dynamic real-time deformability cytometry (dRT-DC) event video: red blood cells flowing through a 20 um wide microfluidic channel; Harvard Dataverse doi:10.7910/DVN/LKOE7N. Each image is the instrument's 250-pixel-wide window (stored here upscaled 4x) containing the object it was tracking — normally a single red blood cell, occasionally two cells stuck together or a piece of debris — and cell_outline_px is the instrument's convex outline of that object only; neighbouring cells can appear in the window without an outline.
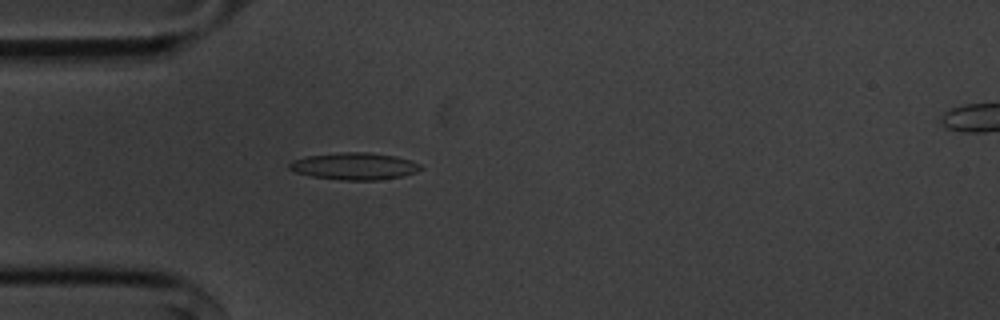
{"species": "common noctule bat (a hibernating species)", "species_latin": "Nyctalus noctula", "temperature_condition": "cold", "stored_images_in_passage": 54, "camera_frame_rate_fps": 3000, "um_per_image_px": 0.085, "animal": {"sex": "male", "body_mass_g": 20.1, "forearm_length_mm": 53.5}, "frame": {"image": 1, "passage_image": 15, "time_ms": 4.667, "image_size_px": [1000, 320], "cell_outline_px": [[424, 168], [416, 172], [400, 176], [376, 180], [340, 180], [312, 176], [296, 172], [288, 168], [288, 164], [292, 160], [304, 156], [340, 152], [368, 152], [396, 156], [420, 164]], "centroid_in_image_um": [30.09, 14.12], "position_along_channel_um": 54.9, "area_um2": 20.69}}
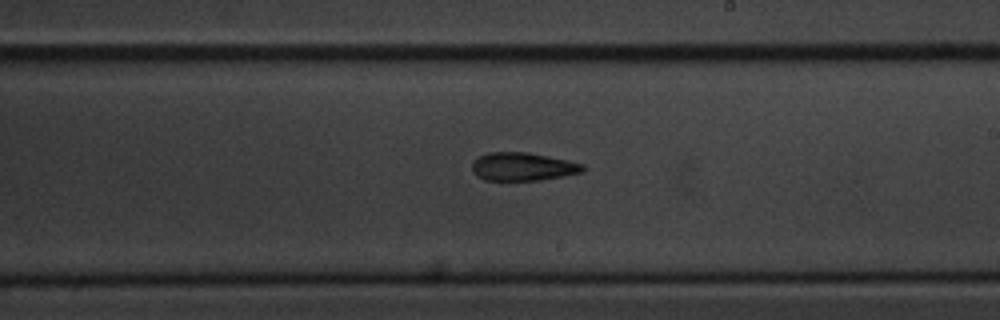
{"frame": {"image": 2, "passage_image": 31, "time_ms": 10.0, "image_size_px": [1000, 320], "cell_outline_px": [[584, 168], [580, 172], [564, 176], [540, 180], [484, 180], [476, 176], [472, 168], [472, 160], [476, 156], [488, 152], [528, 152], [568, 160], [584, 164]], "centroid_in_image_um": [44.38, 14.15], "position_along_channel_um": 244.6, "area_um2": 18.32}}
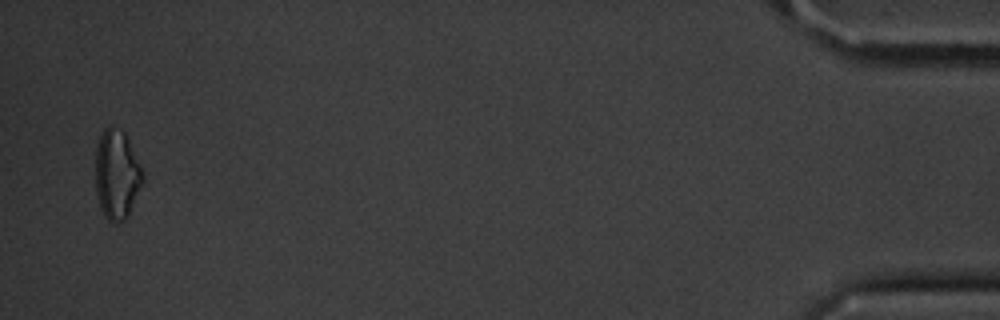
{"frame": {"image": 3, "passage_image": 53, "time_ms": 17.333, "image_size_px": [1000, 320], "cell_outline_px": [[144, 180], [128, 216], [124, 220], [116, 224], [108, 220], [104, 216], [100, 208], [96, 196], [96, 144], [104, 128], [120, 128], [124, 132], [140, 164], [144, 176]], "centroid_in_image_um": [9.92, 14.87], "position_along_channel_um": 425.3, "area_um2": 24.68}, "authors_computed_cell_mechanics": {"area_um2": 19.1029, "velocity_mm_per_s": 3.6419, "shape_relaxation_time_tau1_ms": 6.531, "shape_relaxation_time_tau2_ms": 5.1233, "deformation_change_tau1": 0.1532, "deformation_change_tau2": 0.1621}}